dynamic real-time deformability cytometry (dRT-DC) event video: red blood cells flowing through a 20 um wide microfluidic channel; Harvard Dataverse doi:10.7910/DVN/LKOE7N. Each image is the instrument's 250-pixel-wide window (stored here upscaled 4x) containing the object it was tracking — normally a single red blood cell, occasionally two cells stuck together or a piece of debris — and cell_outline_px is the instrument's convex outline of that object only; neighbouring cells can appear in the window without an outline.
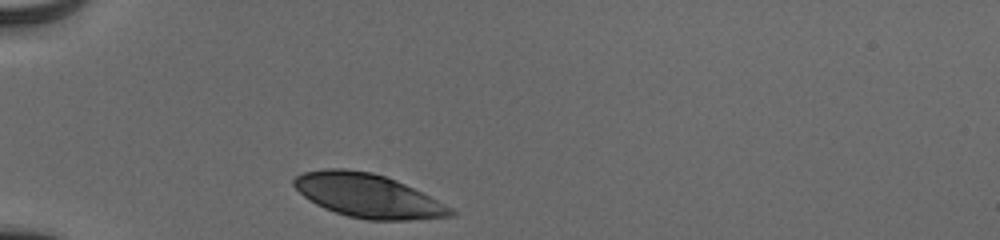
{"species": "human", "species_latin": "Homo sapiens", "temperature_condition": "cold", "stored_images_in_passage": 30, "camera_frame_rate_fps": 3000, "um_per_image_px": 0.085, "donor": {"sex": "male"}, "frame": {"image": 1, "passage_image": 1, "time_ms": 0.0, "image_size_px": [1000, 240], "cell_outline_px": [[456, 212], [452, 216], [412, 220], [368, 220], [348, 216], [324, 208], [308, 200], [292, 184], [292, 180], [296, 176], [304, 172], [324, 168], [344, 168], [372, 172], [396, 180], [452, 208]], "centroid_in_image_um": [31.23, 16.63], "position_along_channel_um": 53.8, "area_um2": 39.65}}
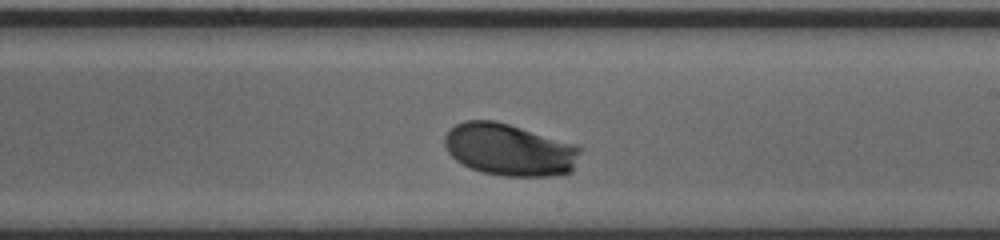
{"frame": {"image": 2, "passage_image": 18, "time_ms": 5.667, "image_size_px": [1000, 240], "cell_outline_px": [[584, 148], [572, 172], [552, 176], [504, 176], [480, 172], [456, 160], [448, 152], [444, 144], [444, 136], [456, 124], [464, 120], [496, 120], [580, 144]], "centroid_in_image_um": [43.38, 12.71], "position_along_channel_um": 245.6, "area_um2": 41.91}}
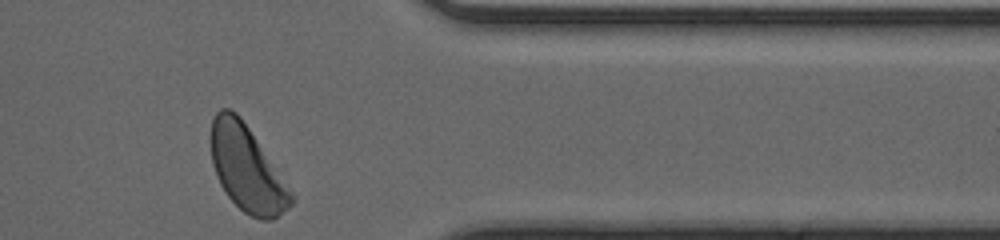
{"frame": {"image": 3, "passage_image": 30, "time_ms": 9.667, "image_size_px": [1000, 240], "cell_outline_px": [[296, 196], [292, 204], [288, 208], [272, 220], [260, 220], [244, 212], [228, 196], [220, 184], [216, 176], [212, 164], [208, 140], [212, 120], [216, 112], [220, 108], [228, 108], [236, 112], [240, 116]], "centroid_in_image_um": [20.95, 14.32], "position_along_channel_um": 390.4, "area_um2": 40.29}, "authors_computed_cell_mechanics": {"area_um2": 41.0091, "velocity_mm_per_s": 3.8158, "shape_relaxation_time_tau1_ms": 2.3417, "shape_relaxation_time_tau2_ms": null, "deformation_change_tau1": 0.1449, "deformation_change_tau2": null}}